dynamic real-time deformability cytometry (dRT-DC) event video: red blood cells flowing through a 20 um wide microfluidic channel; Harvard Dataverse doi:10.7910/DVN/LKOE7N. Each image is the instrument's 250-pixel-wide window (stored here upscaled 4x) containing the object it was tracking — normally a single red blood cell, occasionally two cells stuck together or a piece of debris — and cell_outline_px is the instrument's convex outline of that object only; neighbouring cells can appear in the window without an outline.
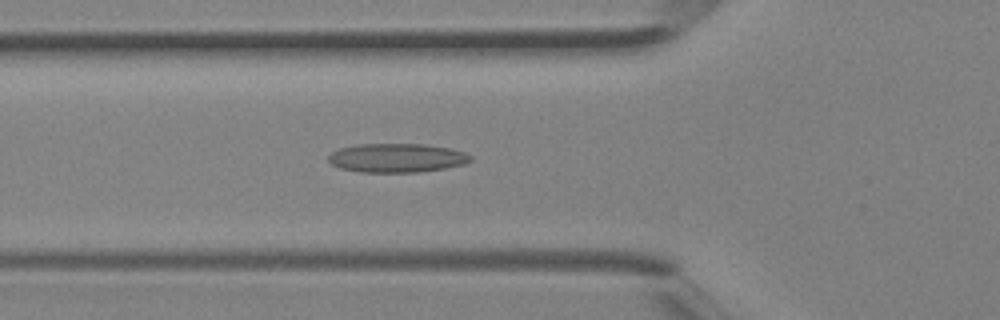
{"species": "Egyptian fruit bat (a non-hibernating species)", "species_latin": "Rousettus aegyptiacus", "temperature_condition": "room temperature", "stored_images_in_passage": 40, "camera_frame_rate_fps": 3000, "um_per_image_px": 0.085, "animal": {"sex": "female"}, "frame": {"image": 1, "passage_image": 15, "time_ms": 4.667, "image_size_px": [1000, 320], "cell_outline_px": [[472, 160], [464, 164], [444, 168], [416, 172], [360, 172], [340, 168], [332, 164], [328, 160], [328, 156], [332, 152], [340, 148], [356, 144], [424, 144], [448, 148], [464, 152], [472, 156]], "centroid_in_image_um": [33.71, 13.42], "position_along_channel_um": 92.1, "area_um2": 23.87}}
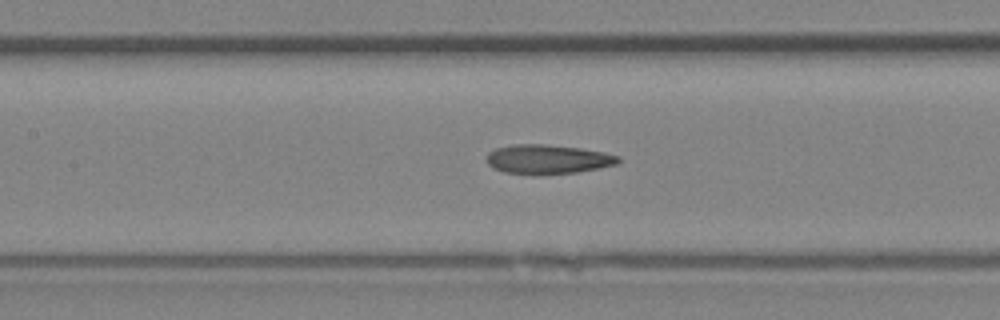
{"frame": {"image": 2, "passage_image": 19, "time_ms": 6.0, "image_size_px": [1000, 320], "cell_outline_px": [[620, 160], [616, 164], [576, 172], [532, 176], [504, 172], [492, 168], [488, 164], [488, 152], [496, 148], [512, 144], [544, 144], [580, 148], [604, 152], [620, 156]], "centroid_in_image_um": [46.52, 13.55], "position_along_channel_um": 160.9, "area_um2": 22.66}}
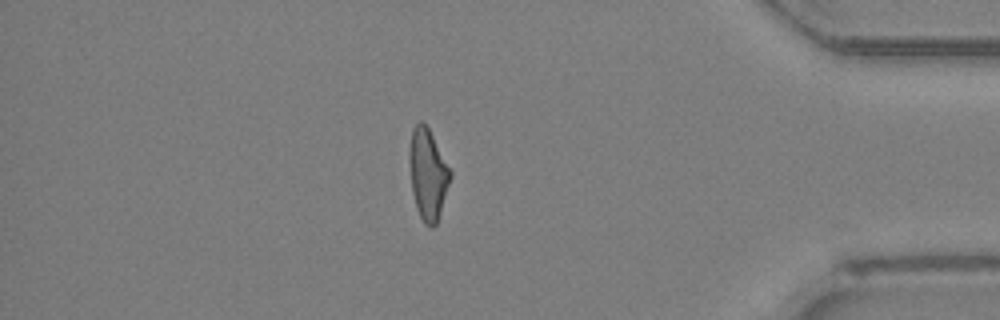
{"frame": {"image": 3, "passage_image": 35, "time_ms": 11.333, "image_size_px": [1000, 320], "cell_outline_px": [[452, 176], [436, 224], [432, 228], [424, 224], [416, 208], [412, 192], [408, 156], [408, 152], [412, 128], [420, 120], [428, 128], [452, 172]], "centroid_in_image_um": [36.35, 14.81], "position_along_channel_um": 398.9, "area_um2": 21.62}}